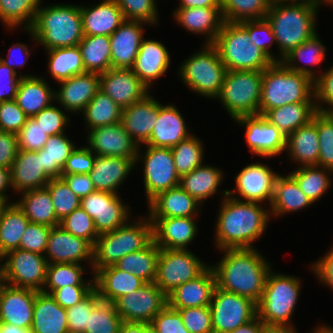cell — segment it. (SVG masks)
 <instances>
[{"label": "cell", "instance_id": "cell-73", "mask_svg": "<svg viewBox=\"0 0 333 333\" xmlns=\"http://www.w3.org/2000/svg\"><path fill=\"white\" fill-rule=\"evenodd\" d=\"M311 264V269L318 281L333 290V246L325 256Z\"/></svg>", "mask_w": 333, "mask_h": 333}, {"label": "cell", "instance_id": "cell-23", "mask_svg": "<svg viewBox=\"0 0 333 333\" xmlns=\"http://www.w3.org/2000/svg\"><path fill=\"white\" fill-rule=\"evenodd\" d=\"M36 293L6 284L0 290V322L30 330Z\"/></svg>", "mask_w": 333, "mask_h": 333}, {"label": "cell", "instance_id": "cell-61", "mask_svg": "<svg viewBox=\"0 0 333 333\" xmlns=\"http://www.w3.org/2000/svg\"><path fill=\"white\" fill-rule=\"evenodd\" d=\"M240 24L248 31L251 42L259 47L273 62H279L278 57L271 53L272 44H276L271 24L266 18L242 21Z\"/></svg>", "mask_w": 333, "mask_h": 333}, {"label": "cell", "instance_id": "cell-63", "mask_svg": "<svg viewBox=\"0 0 333 333\" xmlns=\"http://www.w3.org/2000/svg\"><path fill=\"white\" fill-rule=\"evenodd\" d=\"M177 310L190 333H214L210 306L190 307Z\"/></svg>", "mask_w": 333, "mask_h": 333}, {"label": "cell", "instance_id": "cell-68", "mask_svg": "<svg viewBox=\"0 0 333 333\" xmlns=\"http://www.w3.org/2000/svg\"><path fill=\"white\" fill-rule=\"evenodd\" d=\"M96 155L86 146L76 147L66 160L62 174H89L94 167Z\"/></svg>", "mask_w": 333, "mask_h": 333}, {"label": "cell", "instance_id": "cell-8", "mask_svg": "<svg viewBox=\"0 0 333 333\" xmlns=\"http://www.w3.org/2000/svg\"><path fill=\"white\" fill-rule=\"evenodd\" d=\"M212 45L227 70L263 71L273 63L240 23L225 21Z\"/></svg>", "mask_w": 333, "mask_h": 333}, {"label": "cell", "instance_id": "cell-35", "mask_svg": "<svg viewBox=\"0 0 333 333\" xmlns=\"http://www.w3.org/2000/svg\"><path fill=\"white\" fill-rule=\"evenodd\" d=\"M297 166H316L319 157V137L317 130V112L313 119L287 136L286 151Z\"/></svg>", "mask_w": 333, "mask_h": 333}, {"label": "cell", "instance_id": "cell-10", "mask_svg": "<svg viewBox=\"0 0 333 333\" xmlns=\"http://www.w3.org/2000/svg\"><path fill=\"white\" fill-rule=\"evenodd\" d=\"M262 72L251 70H227L219 96L230 117L259 115L262 90Z\"/></svg>", "mask_w": 333, "mask_h": 333}, {"label": "cell", "instance_id": "cell-53", "mask_svg": "<svg viewBox=\"0 0 333 333\" xmlns=\"http://www.w3.org/2000/svg\"><path fill=\"white\" fill-rule=\"evenodd\" d=\"M223 18L226 22L264 19L271 6L269 0H220Z\"/></svg>", "mask_w": 333, "mask_h": 333}, {"label": "cell", "instance_id": "cell-71", "mask_svg": "<svg viewBox=\"0 0 333 333\" xmlns=\"http://www.w3.org/2000/svg\"><path fill=\"white\" fill-rule=\"evenodd\" d=\"M20 75L0 60V102L15 100L17 88L21 77H33L34 75Z\"/></svg>", "mask_w": 333, "mask_h": 333}, {"label": "cell", "instance_id": "cell-72", "mask_svg": "<svg viewBox=\"0 0 333 333\" xmlns=\"http://www.w3.org/2000/svg\"><path fill=\"white\" fill-rule=\"evenodd\" d=\"M18 151V134L0 130V166L11 169Z\"/></svg>", "mask_w": 333, "mask_h": 333}, {"label": "cell", "instance_id": "cell-22", "mask_svg": "<svg viewBox=\"0 0 333 333\" xmlns=\"http://www.w3.org/2000/svg\"><path fill=\"white\" fill-rule=\"evenodd\" d=\"M55 100L67 113L82 112L100 90V74L86 72L59 82Z\"/></svg>", "mask_w": 333, "mask_h": 333}, {"label": "cell", "instance_id": "cell-38", "mask_svg": "<svg viewBox=\"0 0 333 333\" xmlns=\"http://www.w3.org/2000/svg\"><path fill=\"white\" fill-rule=\"evenodd\" d=\"M15 101L28 117H32L55 101V91L41 76L21 77Z\"/></svg>", "mask_w": 333, "mask_h": 333}, {"label": "cell", "instance_id": "cell-57", "mask_svg": "<svg viewBox=\"0 0 333 333\" xmlns=\"http://www.w3.org/2000/svg\"><path fill=\"white\" fill-rule=\"evenodd\" d=\"M100 300L99 293L94 288L83 300L66 309L69 333L85 332V327H88L89 315Z\"/></svg>", "mask_w": 333, "mask_h": 333}, {"label": "cell", "instance_id": "cell-6", "mask_svg": "<svg viewBox=\"0 0 333 333\" xmlns=\"http://www.w3.org/2000/svg\"><path fill=\"white\" fill-rule=\"evenodd\" d=\"M131 220L114 231L101 234L93 245L92 272L114 265L127 254L144 249L153 241V224L149 216Z\"/></svg>", "mask_w": 333, "mask_h": 333}, {"label": "cell", "instance_id": "cell-37", "mask_svg": "<svg viewBox=\"0 0 333 333\" xmlns=\"http://www.w3.org/2000/svg\"><path fill=\"white\" fill-rule=\"evenodd\" d=\"M30 333H69L66 309L51 294L37 291Z\"/></svg>", "mask_w": 333, "mask_h": 333}, {"label": "cell", "instance_id": "cell-9", "mask_svg": "<svg viewBox=\"0 0 333 333\" xmlns=\"http://www.w3.org/2000/svg\"><path fill=\"white\" fill-rule=\"evenodd\" d=\"M226 71L218 50L212 44H204L199 51L192 53L181 63L178 74L192 92L216 99Z\"/></svg>", "mask_w": 333, "mask_h": 333}, {"label": "cell", "instance_id": "cell-15", "mask_svg": "<svg viewBox=\"0 0 333 333\" xmlns=\"http://www.w3.org/2000/svg\"><path fill=\"white\" fill-rule=\"evenodd\" d=\"M6 284L42 291L47 271L45 255L14 249L4 255Z\"/></svg>", "mask_w": 333, "mask_h": 333}, {"label": "cell", "instance_id": "cell-4", "mask_svg": "<svg viewBox=\"0 0 333 333\" xmlns=\"http://www.w3.org/2000/svg\"><path fill=\"white\" fill-rule=\"evenodd\" d=\"M318 11L315 4L308 2L275 4L269 7L265 18L271 24L276 38L279 62L295 47L318 33Z\"/></svg>", "mask_w": 333, "mask_h": 333}, {"label": "cell", "instance_id": "cell-42", "mask_svg": "<svg viewBox=\"0 0 333 333\" xmlns=\"http://www.w3.org/2000/svg\"><path fill=\"white\" fill-rule=\"evenodd\" d=\"M21 199L15 203L24 212L31 223L43 224L49 227L60 225L49 191L41 189L27 190L20 193Z\"/></svg>", "mask_w": 333, "mask_h": 333}, {"label": "cell", "instance_id": "cell-34", "mask_svg": "<svg viewBox=\"0 0 333 333\" xmlns=\"http://www.w3.org/2000/svg\"><path fill=\"white\" fill-rule=\"evenodd\" d=\"M135 160L96 155L94 167L89 172L95 190L118 194L117 190L136 166Z\"/></svg>", "mask_w": 333, "mask_h": 333}, {"label": "cell", "instance_id": "cell-58", "mask_svg": "<svg viewBox=\"0 0 333 333\" xmlns=\"http://www.w3.org/2000/svg\"><path fill=\"white\" fill-rule=\"evenodd\" d=\"M125 20L142 21L149 26L159 23L156 0H114Z\"/></svg>", "mask_w": 333, "mask_h": 333}, {"label": "cell", "instance_id": "cell-67", "mask_svg": "<svg viewBox=\"0 0 333 333\" xmlns=\"http://www.w3.org/2000/svg\"><path fill=\"white\" fill-rule=\"evenodd\" d=\"M28 116L15 100L0 102V130L18 134Z\"/></svg>", "mask_w": 333, "mask_h": 333}, {"label": "cell", "instance_id": "cell-79", "mask_svg": "<svg viewBox=\"0 0 333 333\" xmlns=\"http://www.w3.org/2000/svg\"><path fill=\"white\" fill-rule=\"evenodd\" d=\"M119 333H144V323L123 321Z\"/></svg>", "mask_w": 333, "mask_h": 333}, {"label": "cell", "instance_id": "cell-18", "mask_svg": "<svg viewBox=\"0 0 333 333\" xmlns=\"http://www.w3.org/2000/svg\"><path fill=\"white\" fill-rule=\"evenodd\" d=\"M234 121L245 127V139L250 153L270 158L286 151L287 137L262 115L241 116Z\"/></svg>", "mask_w": 333, "mask_h": 333}, {"label": "cell", "instance_id": "cell-7", "mask_svg": "<svg viewBox=\"0 0 333 333\" xmlns=\"http://www.w3.org/2000/svg\"><path fill=\"white\" fill-rule=\"evenodd\" d=\"M299 278L269 272L263 295L257 304L258 317L266 327H293L291 317L301 292Z\"/></svg>", "mask_w": 333, "mask_h": 333}, {"label": "cell", "instance_id": "cell-40", "mask_svg": "<svg viewBox=\"0 0 333 333\" xmlns=\"http://www.w3.org/2000/svg\"><path fill=\"white\" fill-rule=\"evenodd\" d=\"M316 112V102H296L267 110L262 116L287 137L308 124Z\"/></svg>", "mask_w": 333, "mask_h": 333}, {"label": "cell", "instance_id": "cell-59", "mask_svg": "<svg viewBox=\"0 0 333 333\" xmlns=\"http://www.w3.org/2000/svg\"><path fill=\"white\" fill-rule=\"evenodd\" d=\"M319 137L318 166L333 170V117L317 111Z\"/></svg>", "mask_w": 333, "mask_h": 333}, {"label": "cell", "instance_id": "cell-62", "mask_svg": "<svg viewBox=\"0 0 333 333\" xmlns=\"http://www.w3.org/2000/svg\"><path fill=\"white\" fill-rule=\"evenodd\" d=\"M65 111L61 110V106L59 108L51 104L32 116V118L48 136L57 135L65 133V128L71 120Z\"/></svg>", "mask_w": 333, "mask_h": 333}, {"label": "cell", "instance_id": "cell-1", "mask_svg": "<svg viewBox=\"0 0 333 333\" xmlns=\"http://www.w3.org/2000/svg\"><path fill=\"white\" fill-rule=\"evenodd\" d=\"M215 228V246L222 249L255 248L252 243L265 234L270 210L260 203L241 201L223 191Z\"/></svg>", "mask_w": 333, "mask_h": 333}, {"label": "cell", "instance_id": "cell-77", "mask_svg": "<svg viewBox=\"0 0 333 333\" xmlns=\"http://www.w3.org/2000/svg\"><path fill=\"white\" fill-rule=\"evenodd\" d=\"M178 8L221 7L220 0H180Z\"/></svg>", "mask_w": 333, "mask_h": 333}, {"label": "cell", "instance_id": "cell-55", "mask_svg": "<svg viewBox=\"0 0 333 333\" xmlns=\"http://www.w3.org/2000/svg\"><path fill=\"white\" fill-rule=\"evenodd\" d=\"M122 322L114 303L100 300L89 315L84 333H119Z\"/></svg>", "mask_w": 333, "mask_h": 333}, {"label": "cell", "instance_id": "cell-19", "mask_svg": "<svg viewBox=\"0 0 333 333\" xmlns=\"http://www.w3.org/2000/svg\"><path fill=\"white\" fill-rule=\"evenodd\" d=\"M86 137L87 147L97 156L136 159L138 154V144L121 122L91 129Z\"/></svg>", "mask_w": 333, "mask_h": 333}, {"label": "cell", "instance_id": "cell-27", "mask_svg": "<svg viewBox=\"0 0 333 333\" xmlns=\"http://www.w3.org/2000/svg\"><path fill=\"white\" fill-rule=\"evenodd\" d=\"M157 118L158 101L148 94L144 99L123 108L121 123L124 130L142 147L149 140Z\"/></svg>", "mask_w": 333, "mask_h": 333}, {"label": "cell", "instance_id": "cell-48", "mask_svg": "<svg viewBox=\"0 0 333 333\" xmlns=\"http://www.w3.org/2000/svg\"><path fill=\"white\" fill-rule=\"evenodd\" d=\"M86 72L103 73L112 68L110 37L84 35L78 44Z\"/></svg>", "mask_w": 333, "mask_h": 333}, {"label": "cell", "instance_id": "cell-25", "mask_svg": "<svg viewBox=\"0 0 333 333\" xmlns=\"http://www.w3.org/2000/svg\"><path fill=\"white\" fill-rule=\"evenodd\" d=\"M195 217L150 218L153 241L159 248L188 249L197 235Z\"/></svg>", "mask_w": 333, "mask_h": 333}, {"label": "cell", "instance_id": "cell-2", "mask_svg": "<svg viewBox=\"0 0 333 333\" xmlns=\"http://www.w3.org/2000/svg\"><path fill=\"white\" fill-rule=\"evenodd\" d=\"M224 256L210 265L216 276V286L259 303L271 264L257 248L222 249ZM267 260V261H266Z\"/></svg>", "mask_w": 333, "mask_h": 333}, {"label": "cell", "instance_id": "cell-12", "mask_svg": "<svg viewBox=\"0 0 333 333\" xmlns=\"http://www.w3.org/2000/svg\"><path fill=\"white\" fill-rule=\"evenodd\" d=\"M209 266L188 249L160 248L155 284L168 295L181 284L197 278Z\"/></svg>", "mask_w": 333, "mask_h": 333}, {"label": "cell", "instance_id": "cell-66", "mask_svg": "<svg viewBox=\"0 0 333 333\" xmlns=\"http://www.w3.org/2000/svg\"><path fill=\"white\" fill-rule=\"evenodd\" d=\"M47 139L48 135L44 132V130L32 117H28L26 123L18 133L19 150H41Z\"/></svg>", "mask_w": 333, "mask_h": 333}, {"label": "cell", "instance_id": "cell-52", "mask_svg": "<svg viewBox=\"0 0 333 333\" xmlns=\"http://www.w3.org/2000/svg\"><path fill=\"white\" fill-rule=\"evenodd\" d=\"M85 272L84 267L77 263L48 264L42 292L51 294L55 289L68 285H94V274L93 279L85 281L82 278Z\"/></svg>", "mask_w": 333, "mask_h": 333}, {"label": "cell", "instance_id": "cell-16", "mask_svg": "<svg viewBox=\"0 0 333 333\" xmlns=\"http://www.w3.org/2000/svg\"><path fill=\"white\" fill-rule=\"evenodd\" d=\"M80 207L93 219L98 235L114 231L130 221V207L116 193L95 190L81 198Z\"/></svg>", "mask_w": 333, "mask_h": 333}, {"label": "cell", "instance_id": "cell-44", "mask_svg": "<svg viewBox=\"0 0 333 333\" xmlns=\"http://www.w3.org/2000/svg\"><path fill=\"white\" fill-rule=\"evenodd\" d=\"M159 255L160 248L152 241L144 249L125 255L114 265L151 283L156 280Z\"/></svg>", "mask_w": 333, "mask_h": 333}, {"label": "cell", "instance_id": "cell-31", "mask_svg": "<svg viewBox=\"0 0 333 333\" xmlns=\"http://www.w3.org/2000/svg\"><path fill=\"white\" fill-rule=\"evenodd\" d=\"M170 53L162 42L143 39L132 71L149 87L162 77L170 66Z\"/></svg>", "mask_w": 333, "mask_h": 333}, {"label": "cell", "instance_id": "cell-56", "mask_svg": "<svg viewBox=\"0 0 333 333\" xmlns=\"http://www.w3.org/2000/svg\"><path fill=\"white\" fill-rule=\"evenodd\" d=\"M45 188L51 195L55 214L59 221L67 217L72 211L80 208L81 198L70 189L62 177L52 178Z\"/></svg>", "mask_w": 333, "mask_h": 333}, {"label": "cell", "instance_id": "cell-13", "mask_svg": "<svg viewBox=\"0 0 333 333\" xmlns=\"http://www.w3.org/2000/svg\"><path fill=\"white\" fill-rule=\"evenodd\" d=\"M209 306L214 333H231L258 316L257 303L217 286Z\"/></svg>", "mask_w": 333, "mask_h": 333}, {"label": "cell", "instance_id": "cell-69", "mask_svg": "<svg viewBox=\"0 0 333 333\" xmlns=\"http://www.w3.org/2000/svg\"><path fill=\"white\" fill-rule=\"evenodd\" d=\"M158 333H190L183 324L180 313L168 305L151 322Z\"/></svg>", "mask_w": 333, "mask_h": 333}, {"label": "cell", "instance_id": "cell-3", "mask_svg": "<svg viewBox=\"0 0 333 333\" xmlns=\"http://www.w3.org/2000/svg\"><path fill=\"white\" fill-rule=\"evenodd\" d=\"M26 31L45 50L77 46L84 36L80 6H40L32 27Z\"/></svg>", "mask_w": 333, "mask_h": 333}, {"label": "cell", "instance_id": "cell-70", "mask_svg": "<svg viewBox=\"0 0 333 333\" xmlns=\"http://www.w3.org/2000/svg\"><path fill=\"white\" fill-rule=\"evenodd\" d=\"M93 289L94 285H68L55 289L51 296L60 306L67 309L83 300Z\"/></svg>", "mask_w": 333, "mask_h": 333}, {"label": "cell", "instance_id": "cell-14", "mask_svg": "<svg viewBox=\"0 0 333 333\" xmlns=\"http://www.w3.org/2000/svg\"><path fill=\"white\" fill-rule=\"evenodd\" d=\"M113 303L123 321L151 324L154 317L168 305V299L155 282H151L117 298Z\"/></svg>", "mask_w": 333, "mask_h": 333}, {"label": "cell", "instance_id": "cell-76", "mask_svg": "<svg viewBox=\"0 0 333 333\" xmlns=\"http://www.w3.org/2000/svg\"><path fill=\"white\" fill-rule=\"evenodd\" d=\"M265 328H266L265 323L263 321H261L259 319V317L257 316L250 322H248L242 326H239L231 333H263Z\"/></svg>", "mask_w": 333, "mask_h": 333}, {"label": "cell", "instance_id": "cell-41", "mask_svg": "<svg viewBox=\"0 0 333 333\" xmlns=\"http://www.w3.org/2000/svg\"><path fill=\"white\" fill-rule=\"evenodd\" d=\"M223 171L218 167L201 164L180 177L179 186L199 203L215 195L223 180Z\"/></svg>", "mask_w": 333, "mask_h": 333}, {"label": "cell", "instance_id": "cell-65", "mask_svg": "<svg viewBox=\"0 0 333 333\" xmlns=\"http://www.w3.org/2000/svg\"><path fill=\"white\" fill-rule=\"evenodd\" d=\"M314 89L317 111L333 113V66L317 75L314 80ZM324 105L328 106L324 107Z\"/></svg>", "mask_w": 333, "mask_h": 333}, {"label": "cell", "instance_id": "cell-36", "mask_svg": "<svg viewBox=\"0 0 333 333\" xmlns=\"http://www.w3.org/2000/svg\"><path fill=\"white\" fill-rule=\"evenodd\" d=\"M145 283L133 273L125 272L115 265L99 269L94 274V288L101 300L112 303L117 298L141 288Z\"/></svg>", "mask_w": 333, "mask_h": 333}, {"label": "cell", "instance_id": "cell-54", "mask_svg": "<svg viewBox=\"0 0 333 333\" xmlns=\"http://www.w3.org/2000/svg\"><path fill=\"white\" fill-rule=\"evenodd\" d=\"M200 140L192 134L189 138L171 148L175 167L180 177L203 164L204 145Z\"/></svg>", "mask_w": 333, "mask_h": 333}, {"label": "cell", "instance_id": "cell-49", "mask_svg": "<svg viewBox=\"0 0 333 333\" xmlns=\"http://www.w3.org/2000/svg\"><path fill=\"white\" fill-rule=\"evenodd\" d=\"M122 110L123 108L116 104L109 95L99 90L81 115L83 114L85 124H87L86 129L89 131L121 122Z\"/></svg>", "mask_w": 333, "mask_h": 333}, {"label": "cell", "instance_id": "cell-39", "mask_svg": "<svg viewBox=\"0 0 333 333\" xmlns=\"http://www.w3.org/2000/svg\"><path fill=\"white\" fill-rule=\"evenodd\" d=\"M313 204L290 175L279 174L276 178L272 201L269 205L271 216H282L299 211Z\"/></svg>", "mask_w": 333, "mask_h": 333}, {"label": "cell", "instance_id": "cell-26", "mask_svg": "<svg viewBox=\"0 0 333 333\" xmlns=\"http://www.w3.org/2000/svg\"><path fill=\"white\" fill-rule=\"evenodd\" d=\"M216 288V276L209 266L197 278L181 284L167 295L172 309L209 306Z\"/></svg>", "mask_w": 333, "mask_h": 333}, {"label": "cell", "instance_id": "cell-32", "mask_svg": "<svg viewBox=\"0 0 333 333\" xmlns=\"http://www.w3.org/2000/svg\"><path fill=\"white\" fill-rule=\"evenodd\" d=\"M201 203L179 185L159 193L148 203L149 218L196 217Z\"/></svg>", "mask_w": 333, "mask_h": 333}, {"label": "cell", "instance_id": "cell-51", "mask_svg": "<svg viewBox=\"0 0 333 333\" xmlns=\"http://www.w3.org/2000/svg\"><path fill=\"white\" fill-rule=\"evenodd\" d=\"M42 0H0V20L10 30L30 29Z\"/></svg>", "mask_w": 333, "mask_h": 333}, {"label": "cell", "instance_id": "cell-50", "mask_svg": "<svg viewBox=\"0 0 333 333\" xmlns=\"http://www.w3.org/2000/svg\"><path fill=\"white\" fill-rule=\"evenodd\" d=\"M289 174L313 204L319 201L332 185L329 176H333V170L318 165L298 167Z\"/></svg>", "mask_w": 333, "mask_h": 333}, {"label": "cell", "instance_id": "cell-17", "mask_svg": "<svg viewBox=\"0 0 333 333\" xmlns=\"http://www.w3.org/2000/svg\"><path fill=\"white\" fill-rule=\"evenodd\" d=\"M279 173L274 172L268 164L251 163L241 169L236 175V186L228 190V195L248 202L261 203L268 201L270 205L273 197L274 185ZM238 194V197L234 196Z\"/></svg>", "mask_w": 333, "mask_h": 333}, {"label": "cell", "instance_id": "cell-20", "mask_svg": "<svg viewBox=\"0 0 333 333\" xmlns=\"http://www.w3.org/2000/svg\"><path fill=\"white\" fill-rule=\"evenodd\" d=\"M103 93L121 108L128 107L144 99L150 92L140 78L125 68H111L100 73V88Z\"/></svg>", "mask_w": 333, "mask_h": 333}, {"label": "cell", "instance_id": "cell-74", "mask_svg": "<svg viewBox=\"0 0 333 333\" xmlns=\"http://www.w3.org/2000/svg\"><path fill=\"white\" fill-rule=\"evenodd\" d=\"M62 178L79 198L86 197L95 191L89 174H62Z\"/></svg>", "mask_w": 333, "mask_h": 333}, {"label": "cell", "instance_id": "cell-33", "mask_svg": "<svg viewBox=\"0 0 333 333\" xmlns=\"http://www.w3.org/2000/svg\"><path fill=\"white\" fill-rule=\"evenodd\" d=\"M84 35L110 36L125 21L114 0H103L96 5H80Z\"/></svg>", "mask_w": 333, "mask_h": 333}, {"label": "cell", "instance_id": "cell-47", "mask_svg": "<svg viewBox=\"0 0 333 333\" xmlns=\"http://www.w3.org/2000/svg\"><path fill=\"white\" fill-rule=\"evenodd\" d=\"M29 219L16 203H10L0 216V254L18 249Z\"/></svg>", "mask_w": 333, "mask_h": 333}, {"label": "cell", "instance_id": "cell-29", "mask_svg": "<svg viewBox=\"0 0 333 333\" xmlns=\"http://www.w3.org/2000/svg\"><path fill=\"white\" fill-rule=\"evenodd\" d=\"M191 135L177 107L173 104L163 105L158 101L157 122L145 145L172 148Z\"/></svg>", "mask_w": 333, "mask_h": 333}, {"label": "cell", "instance_id": "cell-5", "mask_svg": "<svg viewBox=\"0 0 333 333\" xmlns=\"http://www.w3.org/2000/svg\"><path fill=\"white\" fill-rule=\"evenodd\" d=\"M296 102H316L314 80L288 69L282 62H273L262 72L259 115Z\"/></svg>", "mask_w": 333, "mask_h": 333}, {"label": "cell", "instance_id": "cell-21", "mask_svg": "<svg viewBox=\"0 0 333 333\" xmlns=\"http://www.w3.org/2000/svg\"><path fill=\"white\" fill-rule=\"evenodd\" d=\"M45 258L48 264L77 263L81 265L82 261H88L92 269L93 246L87 240L76 237L57 225L51 228Z\"/></svg>", "mask_w": 333, "mask_h": 333}, {"label": "cell", "instance_id": "cell-64", "mask_svg": "<svg viewBox=\"0 0 333 333\" xmlns=\"http://www.w3.org/2000/svg\"><path fill=\"white\" fill-rule=\"evenodd\" d=\"M51 228L47 225L29 222L22 234L19 248L44 255Z\"/></svg>", "mask_w": 333, "mask_h": 333}, {"label": "cell", "instance_id": "cell-45", "mask_svg": "<svg viewBox=\"0 0 333 333\" xmlns=\"http://www.w3.org/2000/svg\"><path fill=\"white\" fill-rule=\"evenodd\" d=\"M48 71L57 83L86 73L80 48L77 46L46 50Z\"/></svg>", "mask_w": 333, "mask_h": 333}, {"label": "cell", "instance_id": "cell-80", "mask_svg": "<svg viewBox=\"0 0 333 333\" xmlns=\"http://www.w3.org/2000/svg\"><path fill=\"white\" fill-rule=\"evenodd\" d=\"M0 333H30V330L0 322Z\"/></svg>", "mask_w": 333, "mask_h": 333}, {"label": "cell", "instance_id": "cell-43", "mask_svg": "<svg viewBox=\"0 0 333 333\" xmlns=\"http://www.w3.org/2000/svg\"><path fill=\"white\" fill-rule=\"evenodd\" d=\"M320 36L315 34L312 38L303 42L301 45L295 47L291 52H289L281 62L290 70L297 71L308 75L311 79L315 80L317 75H315V70L309 68L307 65H319L325 60L326 46L322 44L323 42L319 39ZM304 62V65H298L297 62Z\"/></svg>", "mask_w": 333, "mask_h": 333}, {"label": "cell", "instance_id": "cell-46", "mask_svg": "<svg viewBox=\"0 0 333 333\" xmlns=\"http://www.w3.org/2000/svg\"><path fill=\"white\" fill-rule=\"evenodd\" d=\"M76 145L65 133L48 136V139L38 156H41L45 173L52 178L62 177V169Z\"/></svg>", "mask_w": 333, "mask_h": 333}, {"label": "cell", "instance_id": "cell-60", "mask_svg": "<svg viewBox=\"0 0 333 333\" xmlns=\"http://www.w3.org/2000/svg\"><path fill=\"white\" fill-rule=\"evenodd\" d=\"M60 226L74 236L87 240L92 246L99 236L96 232L93 219L81 207L72 211L67 217L61 220Z\"/></svg>", "mask_w": 333, "mask_h": 333}, {"label": "cell", "instance_id": "cell-30", "mask_svg": "<svg viewBox=\"0 0 333 333\" xmlns=\"http://www.w3.org/2000/svg\"><path fill=\"white\" fill-rule=\"evenodd\" d=\"M51 178L42 167L37 151L19 150L11 166V185L16 193L44 188Z\"/></svg>", "mask_w": 333, "mask_h": 333}, {"label": "cell", "instance_id": "cell-28", "mask_svg": "<svg viewBox=\"0 0 333 333\" xmlns=\"http://www.w3.org/2000/svg\"><path fill=\"white\" fill-rule=\"evenodd\" d=\"M175 21L192 34L205 35V44H213L225 20L221 7L176 8Z\"/></svg>", "mask_w": 333, "mask_h": 333}, {"label": "cell", "instance_id": "cell-24", "mask_svg": "<svg viewBox=\"0 0 333 333\" xmlns=\"http://www.w3.org/2000/svg\"><path fill=\"white\" fill-rule=\"evenodd\" d=\"M146 24V25H145ZM142 21L125 20L110 35L112 68L131 69L144 39V26Z\"/></svg>", "mask_w": 333, "mask_h": 333}, {"label": "cell", "instance_id": "cell-11", "mask_svg": "<svg viewBox=\"0 0 333 333\" xmlns=\"http://www.w3.org/2000/svg\"><path fill=\"white\" fill-rule=\"evenodd\" d=\"M144 146H146L144 153L139 146L135 164L144 162L143 183L147 203H149L159 193L178 186L180 176L175 167L171 148Z\"/></svg>", "mask_w": 333, "mask_h": 333}, {"label": "cell", "instance_id": "cell-75", "mask_svg": "<svg viewBox=\"0 0 333 333\" xmlns=\"http://www.w3.org/2000/svg\"><path fill=\"white\" fill-rule=\"evenodd\" d=\"M27 44L16 43L11 46L8 51V59L0 57V60L12 68L16 73L15 68L22 67L28 60V57L31 55L30 49L27 47Z\"/></svg>", "mask_w": 333, "mask_h": 333}, {"label": "cell", "instance_id": "cell-78", "mask_svg": "<svg viewBox=\"0 0 333 333\" xmlns=\"http://www.w3.org/2000/svg\"><path fill=\"white\" fill-rule=\"evenodd\" d=\"M11 185V169L0 166V195L8 200V195L5 193Z\"/></svg>", "mask_w": 333, "mask_h": 333}]
</instances>
